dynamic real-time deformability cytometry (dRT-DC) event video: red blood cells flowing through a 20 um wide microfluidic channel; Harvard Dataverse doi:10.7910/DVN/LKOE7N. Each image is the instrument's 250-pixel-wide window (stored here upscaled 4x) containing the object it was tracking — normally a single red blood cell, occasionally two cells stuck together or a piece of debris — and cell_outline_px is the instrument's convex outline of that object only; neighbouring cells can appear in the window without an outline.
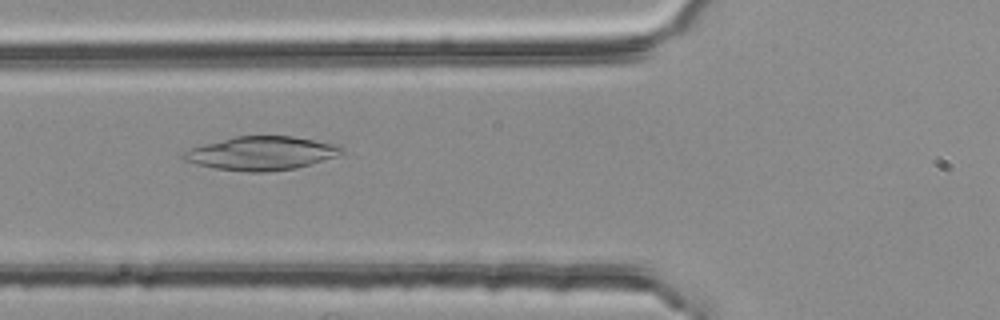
{"species": "common noctule bat (a hibernating species)", "species_latin": "Nyctalus noctula", "temperature_condition": "room temperature", "stored_images_in_passage": 5, "camera_frame_rate_fps": 3000, "um_per_image_px": 0.085, "animal": {"sex": "female", "body_mass_g": 25.1}, "frame": {"image": 1, "passage_image": 5, "time_ms": 1.333, "image_size_px": [1000, 320], "cell_outline_px": [[340, 152], [332, 156], [296, 168], [268, 172], [248, 172], [216, 168], [196, 164], [184, 160], [180, 156], [184, 152], [192, 148], [204, 144], [236, 136], [292, 136], [340, 144]], "centroid_in_image_um": [22.16, 13.02], "position_along_channel_um": 103.6, "area_um2": 30.46}}